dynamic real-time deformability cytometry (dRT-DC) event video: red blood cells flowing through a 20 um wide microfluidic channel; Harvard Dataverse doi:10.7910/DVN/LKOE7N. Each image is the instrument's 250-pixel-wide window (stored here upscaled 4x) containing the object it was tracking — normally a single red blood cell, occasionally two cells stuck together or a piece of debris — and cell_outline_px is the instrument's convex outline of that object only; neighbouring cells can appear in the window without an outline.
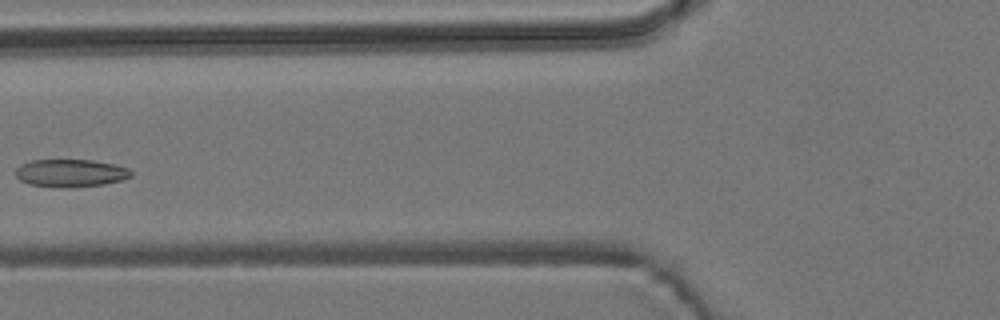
{"species": "common noctule bat (a hibernating species)", "species_latin": "Nyctalus noctula", "temperature_condition": "room temperature", "stored_images_in_passage": 6, "camera_frame_rate_fps": 3000, "um_per_image_px": 0.085, "animal": {"sex": "male", "body_mass_g": 19.2, "forearm_length_mm": 51.8}, "frame": {"image": 1, "passage_image": 5, "time_ms": 4.667, "image_size_px": [1000, 320], "cell_outline_px": [[132, 176], [120, 180], [104, 184], [68, 188], [60, 188], [28, 184], [20, 180], [16, 176], [16, 168], [20, 164], [28, 160], [92, 160], [116, 164], [128, 168], [132, 172]], "centroid_in_image_um": [5.98, 14.71], "position_along_channel_um": 119.8, "area_um2": 18.84}}
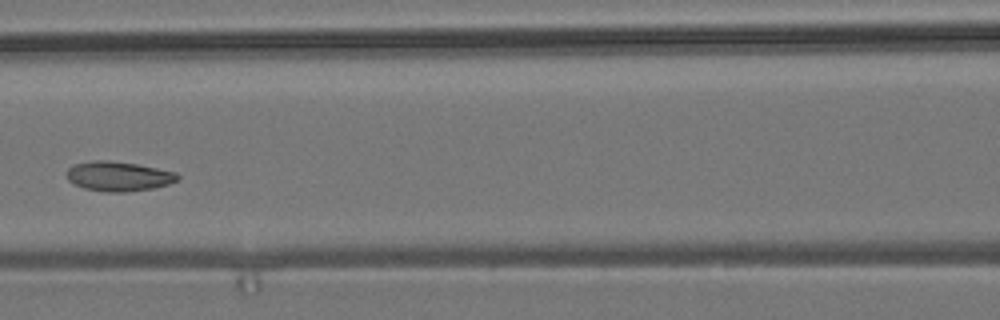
{"frame": {"image": 2, "passage_image": 6, "time_ms": 5.667, "image_size_px": [1000, 320], "cell_outline_px": [[180, 180], [156, 188], [124, 192], [104, 192], [84, 188], [72, 184], [68, 180], [68, 168], [76, 164], [92, 160], [108, 160], [136, 164], [176, 172], [180, 176]], "centroid_in_image_um": [10.1, 14.99], "position_along_channel_um": 156.5, "area_um2": 19.25}}